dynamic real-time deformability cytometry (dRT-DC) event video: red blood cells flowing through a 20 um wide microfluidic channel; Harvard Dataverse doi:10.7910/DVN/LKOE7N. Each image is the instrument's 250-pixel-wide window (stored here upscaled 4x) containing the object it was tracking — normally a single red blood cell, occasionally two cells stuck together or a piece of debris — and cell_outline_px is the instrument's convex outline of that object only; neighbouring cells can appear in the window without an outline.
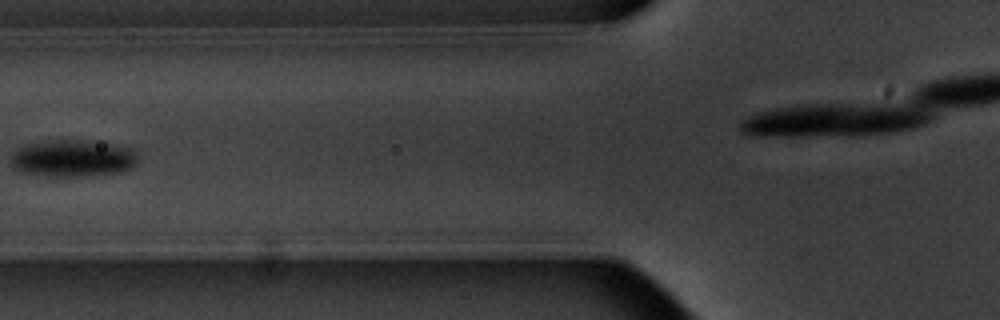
{"species": "common noctule bat (a hibernating species)", "species_latin": "Nyctalus noctula", "temperature_condition": "warm", "stored_images_in_passage": 8, "camera_frame_rate_fps": 3000, "um_per_image_px": 0.085, "animal": {"sex": "male", "body_mass_g": 20.1, "forearm_length_mm": 53.5}, "frame": {"image": 1, "passage_image": 6, "time_ms": 6.0, "image_size_px": [1000, 320], "cell_outline_px": [[136, 164], [132, 168], [120, 172], [88, 176], [52, 176], [24, 172], [12, 168], [12, 156], [20, 148], [32, 144], [56, 140], [84, 140], [136, 148]], "centroid_in_image_um": [6.28, 13.46], "position_along_channel_um": 119.5, "area_um2": 26.99}}